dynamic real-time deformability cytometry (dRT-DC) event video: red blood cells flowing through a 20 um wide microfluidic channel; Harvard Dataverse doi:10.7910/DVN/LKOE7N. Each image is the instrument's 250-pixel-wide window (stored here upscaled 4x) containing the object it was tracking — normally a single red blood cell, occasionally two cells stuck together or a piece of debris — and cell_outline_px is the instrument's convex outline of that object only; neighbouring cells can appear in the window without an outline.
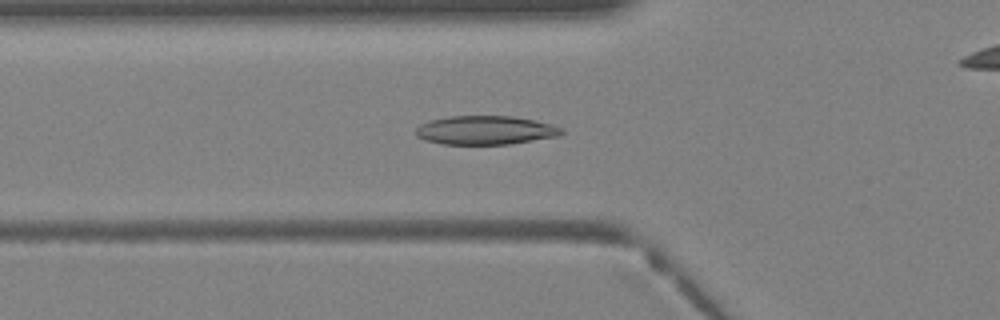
{"species": "Egyptian fruit bat (a non-hibernating species)", "species_latin": "Rousettus aegyptiacus", "temperature_condition": "warm", "stored_images_in_passage": 41, "camera_frame_rate_fps": 3000, "um_per_image_px": 0.085, "animal": {"sex": "female"}, "frame": {"image": 1, "passage_image": 15, "time_ms": 4.667, "image_size_px": [1000, 320], "cell_outline_px": [[564, 132], [560, 136], [508, 144], [440, 144], [416, 136], [416, 128], [420, 124], [432, 120], [448, 116], [512, 116], [536, 120], [552, 124], [564, 128]], "centroid_in_image_um": [41.31, 11.06], "position_along_channel_um": 84.5, "area_um2": 24.51}}
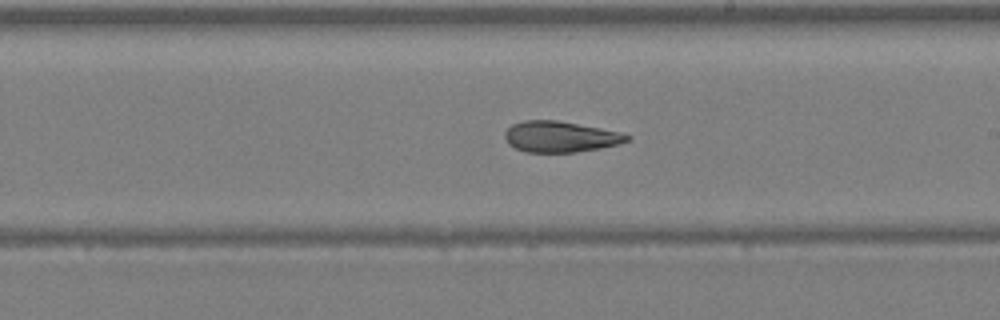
{"frame": {"image": 2, "passage_image": 24, "time_ms": 7.667, "image_size_px": [1000, 320], "cell_outline_px": [[632, 136], [628, 140], [616, 144], [600, 148], [576, 152], [524, 152], [508, 144], [504, 136], [504, 132], [512, 124], [524, 120], [556, 120], [600, 128], [620, 132]], "centroid_in_image_um": [47.58, 11.62], "position_along_channel_um": 241.4, "area_um2": 21.91}}
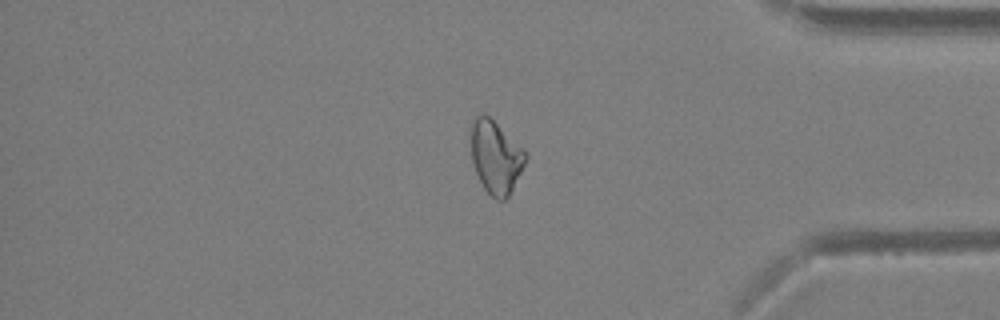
{"frame": {"image": 3, "passage_image": 34, "time_ms": 11.0, "image_size_px": [1000, 320], "cell_outline_px": [[528, 156], [508, 196], [504, 200], [496, 200], [484, 188], [476, 172], [472, 160], [472, 120], [480, 112], [484, 112], [524, 148]], "centroid_in_image_um": [42.14, 13.31], "position_along_channel_um": 393.1, "area_um2": 22.83}}